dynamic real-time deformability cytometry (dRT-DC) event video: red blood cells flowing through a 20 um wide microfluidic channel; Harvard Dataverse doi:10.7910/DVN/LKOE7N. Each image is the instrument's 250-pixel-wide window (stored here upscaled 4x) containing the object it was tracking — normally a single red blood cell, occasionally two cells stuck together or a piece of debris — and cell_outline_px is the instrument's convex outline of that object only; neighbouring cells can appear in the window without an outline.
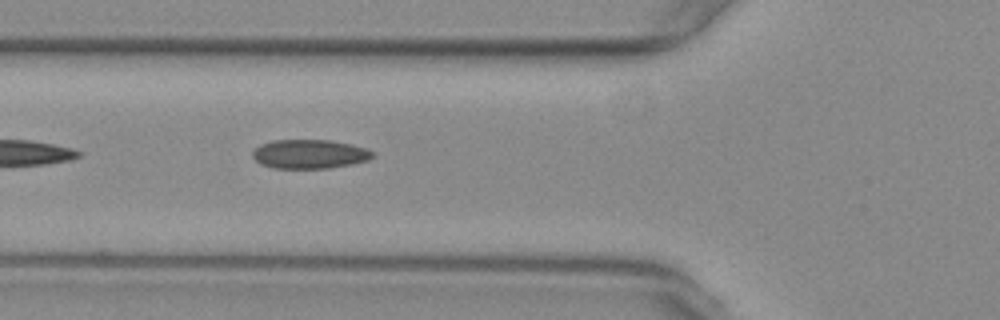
{"species": "common noctule bat (a hibernating species)", "species_latin": "Nyctalus noctula", "temperature_condition": "warm", "stored_images_in_passage": 35, "camera_frame_rate_fps": 3000, "um_per_image_px": 0.085, "animal": {"sex": "female", "body_mass_g": 29.2, "forearm_length_mm": 56.3}, "frame": {"image": 1, "passage_image": 5, "time_ms": 1.333, "image_size_px": [1000, 320], "cell_outline_px": [[376, 156], [368, 160], [352, 164], [328, 168], [272, 168], [260, 164], [252, 156], [252, 152], [260, 144], [272, 140], [328, 140], [352, 144], [364, 148], [372, 152]], "centroid_in_image_um": [26.3, 13.09], "position_along_channel_um": 99.5, "area_um2": 20.35}}
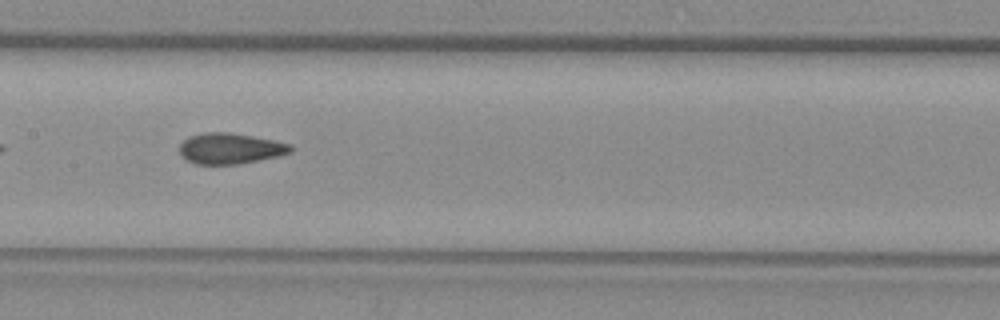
{"frame": {"image": 2, "passage_image": 12, "time_ms": 3.667, "image_size_px": [1000, 320], "cell_outline_px": [[292, 152], [276, 156], [236, 164], [196, 164], [180, 156], [180, 144], [188, 136], [204, 132], [232, 132], [276, 140], [288, 144], [292, 148]], "centroid_in_image_um": [19.53, 12.6], "position_along_channel_um": 187.9, "area_um2": 19.88}}
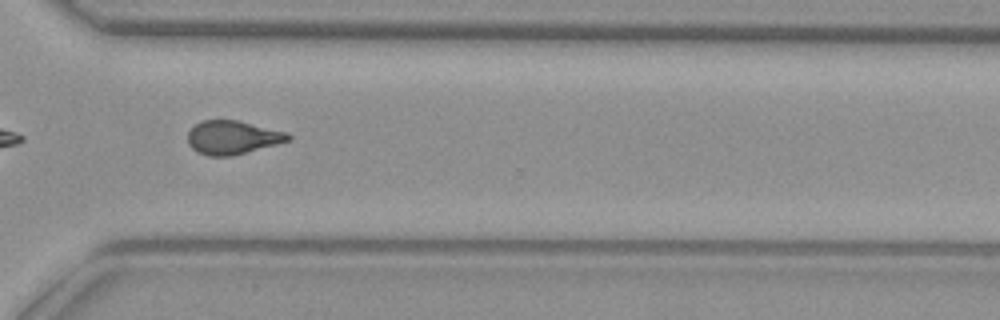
{"frame": {"image": 3, "passage_image": 25, "time_ms": 8.0, "image_size_px": [1000, 320], "cell_outline_px": [[292, 140], [232, 156], [208, 156], [196, 152], [188, 144], [188, 132], [200, 120], [236, 120], [288, 132], [292, 136]], "centroid_in_image_um": [19.77, 11.69], "position_along_channel_um": 350.8, "area_um2": 19.77}, "authors_computed_cell_mechanics": {"area_um2": 19.9988, "velocity_mm_per_s": 3.7678, "shape_relaxation_time_tau1_ms": null, "shape_relaxation_time_tau2_ms": 1.7239, "deformation_change_tau1": null, "deformation_change_tau2": 0.0887}}